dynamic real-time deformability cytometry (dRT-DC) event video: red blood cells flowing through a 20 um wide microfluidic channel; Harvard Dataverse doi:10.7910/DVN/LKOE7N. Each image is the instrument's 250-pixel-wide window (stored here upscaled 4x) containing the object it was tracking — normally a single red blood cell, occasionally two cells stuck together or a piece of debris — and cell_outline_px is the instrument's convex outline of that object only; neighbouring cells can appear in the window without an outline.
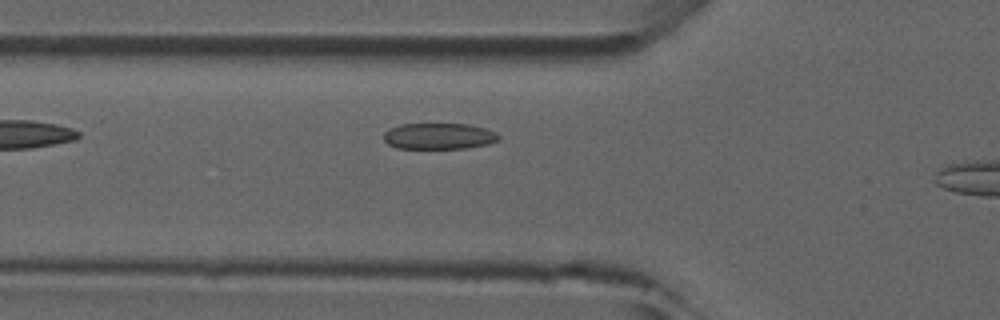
{"species": "common noctule bat (a hibernating species)", "species_latin": "Nyctalus noctula", "temperature_condition": "room temperature", "stored_images_in_passage": 4, "camera_frame_rate_fps": 3000, "um_per_image_px": 0.085, "animal": {"sex": "male", "forearm_length_mm": 52.5}, "frame": {"image": 1, "passage_image": 4, "time_ms": 3.667, "image_size_px": [1000, 320], "cell_outline_px": [[500, 140], [488, 144], [464, 148], [396, 148], [388, 144], [384, 140], [384, 132], [388, 128], [400, 124], [468, 124], [484, 128], [496, 132], [500, 136]], "centroid_in_image_um": [37.3, 11.57], "position_along_channel_um": 88.5, "area_um2": 17.57}}